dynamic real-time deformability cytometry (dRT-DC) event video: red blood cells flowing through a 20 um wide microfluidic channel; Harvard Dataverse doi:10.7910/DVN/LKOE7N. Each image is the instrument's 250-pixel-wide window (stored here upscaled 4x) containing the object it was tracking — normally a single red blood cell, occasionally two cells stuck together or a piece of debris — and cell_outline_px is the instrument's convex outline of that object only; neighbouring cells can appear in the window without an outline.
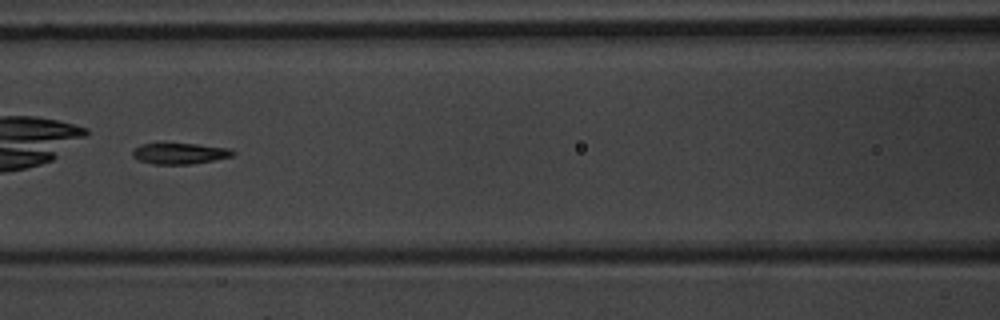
{"species": "common noctule bat (a hibernating species)", "species_latin": "Nyctalus noctula", "temperature_condition": "warm", "stored_images_in_passage": 7, "camera_frame_rate_fps": 3000, "um_per_image_px": 0.085, "animal": {"sex": "male", "body_mass_g": 20.1, "forearm_length_mm": 53.5}, "frame": {"image": 1, "passage_image": 7, "time_ms": 7.0, "image_size_px": [1000, 320], "cell_outline_px": [[236, 152], [232, 156], [192, 164], [152, 164], [140, 160], [132, 156], [132, 152], [140, 144], [196, 144], [228, 148]], "centroid_in_image_um": [15.27, 13.05], "position_along_channel_um": 151.3, "area_um2": 12.02}}